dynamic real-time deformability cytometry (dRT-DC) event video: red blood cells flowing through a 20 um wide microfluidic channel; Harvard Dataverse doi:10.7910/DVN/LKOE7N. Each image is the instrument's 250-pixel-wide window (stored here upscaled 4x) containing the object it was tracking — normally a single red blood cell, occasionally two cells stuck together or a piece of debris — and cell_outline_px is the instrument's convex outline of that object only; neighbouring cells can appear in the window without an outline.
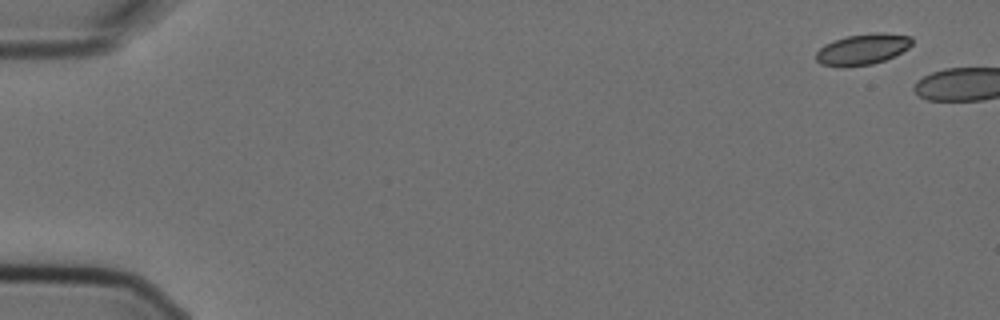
{"species": "Egyptian fruit bat (a non-hibernating species)", "species_latin": "Rousettus aegyptiacus", "temperature_condition": "cold", "stored_images_in_passage": 2, "camera_frame_rate_fps": 3000, "um_per_image_px": 0.085, "animal": {"sex": "female"}, "frame": {"image": 1, "passage_image": 1, "time_ms": 0.0, "image_size_px": [1000, 320], "cell_outline_px": [[912, 44], [908, 48], [884, 60], [872, 64], [820, 64], [816, 60], [816, 52], [824, 44], [848, 36], [872, 32], [884, 32], [912, 36]], "centroid_in_image_um": [73.37, 4.13], "position_along_channel_um": 11.6, "area_um2": 16.65}}